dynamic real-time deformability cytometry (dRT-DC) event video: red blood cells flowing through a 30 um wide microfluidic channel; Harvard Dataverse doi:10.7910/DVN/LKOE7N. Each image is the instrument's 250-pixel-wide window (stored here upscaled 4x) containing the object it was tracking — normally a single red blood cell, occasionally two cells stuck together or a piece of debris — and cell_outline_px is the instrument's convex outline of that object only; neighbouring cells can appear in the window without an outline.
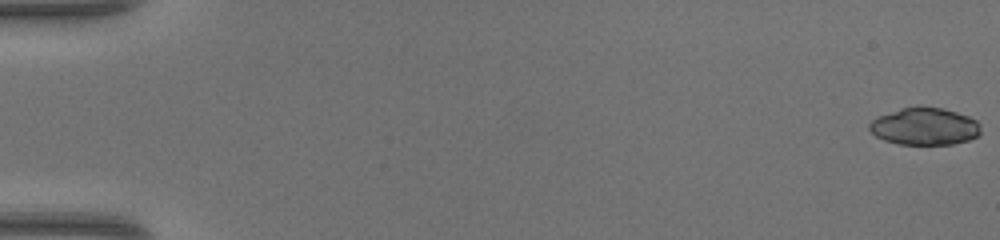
{"species": "common noctule bat (a hibernating species)", "species_latin": "Nyctalus noctula", "temperature_condition": "warm", "stored_images_in_passage": 49, "camera_frame_rate_fps": 3000, "um_per_image_px": 0.085, "animal": {"sex": "female", "body_mass_g": 17.0, "forearm_length_mm": 48.0}, "frame": {"image": 1, "passage_image": 1, "time_ms": 0.0, "image_size_px": [1000, 240], "cell_outline_px": [[980, 132], [976, 136], [968, 140], [952, 144], [900, 144], [884, 140], [876, 136], [868, 128], [868, 124], [876, 116], [900, 108], [944, 108], [968, 116], [976, 120], [980, 124]], "centroid_in_image_um": [78.57, 10.75], "position_along_channel_um": 6.4, "area_um2": 23.93}}
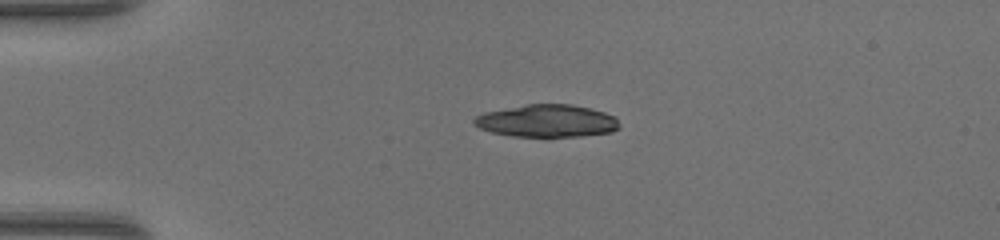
{"frame": {"image": 2, "passage_image": 13, "time_ms": 4.0, "image_size_px": [1000, 240], "cell_outline_px": [[620, 124], [612, 132], [580, 136], [512, 136], [492, 132], [480, 128], [472, 120], [476, 116], [484, 112], [524, 104], [572, 104], [604, 112], [616, 116]], "centroid_in_image_um": [46.49, 10.26], "position_along_channel_um": 38.5, "area_um2": 27.4}, "authors_computed_cell_mechanics": {"area_um2": 25.143, "velocity_mm_per_s": 4.338, "shape_relaxation_time_tau1_ms": 3.4794, "shape_relaxation_time_tau2_ms": 2.1812, "deformation_change_tau1": 0.3392, "deformation_change_tau2": 0.083}}